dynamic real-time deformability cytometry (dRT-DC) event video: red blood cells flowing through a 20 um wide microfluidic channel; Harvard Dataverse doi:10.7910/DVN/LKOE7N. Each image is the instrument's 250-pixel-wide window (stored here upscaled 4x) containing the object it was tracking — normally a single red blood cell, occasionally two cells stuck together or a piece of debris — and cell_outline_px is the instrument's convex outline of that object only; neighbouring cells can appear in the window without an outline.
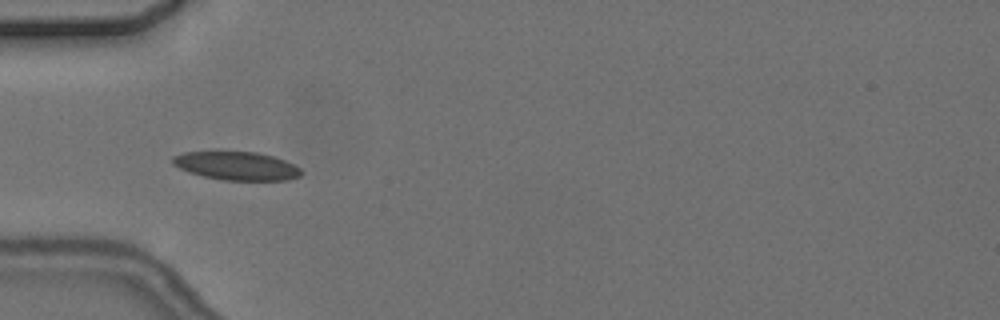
{"species": "common noctule bat (a hibernating species)", "species_latin": "Nyctalus noctula", "temperature_condition": "cold", "stored_images_in_passage": 6, "camera_frame_rate_fps": 3000, "um_per_image_px": 0.085, "animal": {"sex": "female", "body_mass_g": 24.6, "forearm_length_mm": 56.2}, "frame": {"image": 1, "passage_image": 5, "time_ms": 4.667, "image_size_px": [1000, 320], "cell_outline_px": [[304, 172], [300, 176], [288, 180], [220, 180], [188, 172], [172, 164], [172, 156], [184, 152], [256, 152], [272, 156], [284, 160], [300, 168]], "centroid_in_image_um": [20.11, 14.11], "position_along_channel_um": 64.9, "area_um2": 21.21}}
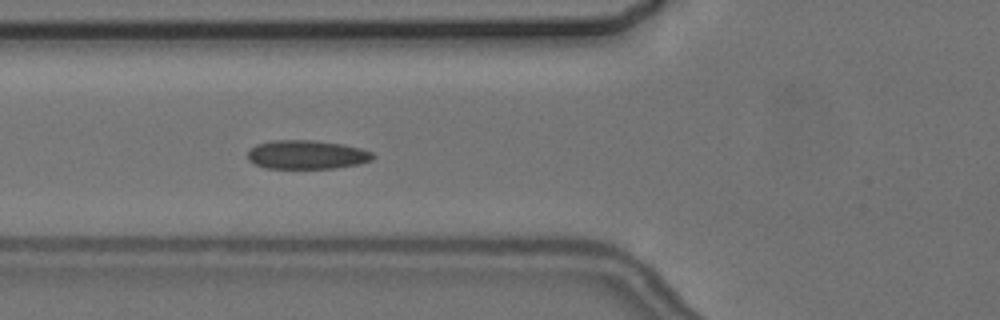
{"frame": {"image": 2, "passage_image": 6, "time_ms": 5.667, "image_size_px": [1000, 320], "cell_outline_px": [[376, 156], [372, 160], [356, 164], [336, 168], [264, 168], [248, 160], [248, 152], [256, 144], [272, 140], [312, 140], [340, 144], [360, 148], [372, 152]], "centroid_in_image_um": [26.06, 13.14], "position_along_channel_um": 99.7, "area_um2": 20.92}}